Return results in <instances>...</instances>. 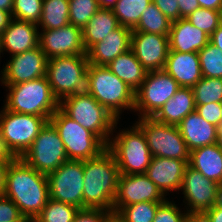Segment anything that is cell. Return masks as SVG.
I'll list each match as a JSON object with an SVG mask.
<instances>
[{"label":"cell","mask_w":222,"mask_h":222,"mask_svg":"<svg viewBox=\"0 0 222 222\" xmlns=\"http://www.w3.org/2000/svg\"><path fill=\"white\" fill-rule=\"evenodd\" d=\"M3 195L13 201L28 222H32L49 200L47 175L17 158L8 167Z\"/></svg>","instance_id":"obj_1"},{"label":"cell","mask_w":222,"mask_h":222,"mask_svg":"<svg viewBox=\"0 0 222 222\" xmlns=\"http://www.w3.org/2000/svg\"><path fill=\"white\" fill-rule=\"evenodd\" d=\"M83 209L113 210L117 194L119 168L106 148L97 157L83 161Z\"/></svg>","instance_id":"obj_2"},{"label":"cell","mask_w":222,"mask_h":222,"mask_svg":"<svg viewBox=\"0 0 222 222\" xmlns=\"http://www.w3.org/2000/svg\"><path fill=\"white\" fill-rule=\"evenodd\" d=\"M86 91L118 120L122 111L134 110L135 91L107 66L88 65Z\"/></svg>","instance_id":"obj_3"},{"label":"cell","mask_w":222,"mask_h":222,"mask_svg":"<svg viewBox=\"0 0 222 222\" xmlns=\"http://www.w3.org/2000/svg\"><path fill=\"white\" fill-rule=\"evenodd\" d=\"M3 85L9 90L4 107L11 112L40 116L49 121L59 108V101L52 93L47 76Z\"/></svg>","instance_id":"obj_4"},{"label":"cell","mask_w":222,"mask_h":222,"mask_svg":"<svg viewBox=\"0 0 222 222\" xmlns=\"http://www.w3.org/2000/svg\"><path fill=\"white\" fill-rule=\"evenodd\" d=\"M59 108L82 127L93 132L106 146L116 132L119 120L87 91L62 99Z\"/></svg>","instance_id":"obj_5"},{"label":"cell","mask_w":222,"mask_h":222,"mask_svg":"<svg viewBox=\"0 0 222 222\" xmlns=\"http://www.w3.org/2000/svg\"><path fill=\"white\" fill-rule=\"evenodd\" d=\"M131 127L121 129L107 144L120 175L145 174L153 157L143 131L136 124Z\"/></svg>","instance_id":"obj_6"},{"label":"cell","mask_w":222,"mask_h":222,"mask_svg":"<svg viewBox=\"0 0 222 222\" xmlns=\"http://www.w3.org/2000/svg\"><path fill=\"white\" fill-rule=\"evenodd\" d=\"M87 54L48 59L47 78L54 97L62 99L87 89Z\"/></svg>","instance_id":"obj_7"},{"label":"cell","mask_w":222,"mask_h":222,"mask_svg":"<svg viewBox=\"0 0 222 222\" xmlns=\"http://www.w3.org/2000/svg\"><path fill=\"white\" fill-rule=\"evenodd\" d=\"M57 129L68 160L85 161L97 157L107 146L91 131L67 116L60 108L49 120Z\"/></svg>","instance_id":"obj_8"},{"label":"cell","mask_w":222,"mask_h":222,"mask_svg":"<svg viewBox=\"0 0 222 222\" xmlns=\"http://www.w3.org/2000/svg\"><path fill=\"white\" fill-rule=\"evenodd\" d=\"M135 124L143 131L153 157L173 158L189 163L190 151L178 126L158 122L153 117H140Z\"/></svg>","instance_id":"obj_9"},{"label":"cell","mask_w":222,"mask_h":222,"mask_svg":"<svg viewBox=\"0 0 222 222\" xmlns=\"http://www.w3.org/2000/svg\"><path fill=\"white\" fill-rule=\"evenodd\" d=\"M20 158L45 175L57 170L68 160L64 143L50 121L44 125L31 146Z\"/></svg>","instance_id":"obj_10"},{"label":"cell","mask_w":222,"mask_h":222,"mask_svg":"<svg viewBox=\"0 0 222 222\" xmlns=\"http://www.w3.org/2000/svg\"><path fill=\"white\" fill-rule=\"evenodd\" d=\"M47 122L44 117L14 113L3 106L0 111V135L12 152L20 158Z\"/></svg>","instance_id":"obj_11"},{"label":"cell","mask_w":222,"mask_h":222,"mask_svg":"<svg viewBox=\"0 0 222 222\" xmlns=\"http://www.w3.org/2000/svg\"><path fill=\"white\" fill-rule=\"evenodd\" d=\"M178 83L165 71H148L135 91L134 112L139 117H153L179 89Z\"/></svg>","instance_id":"obj_12"},{"label":"cell","mask_w":222,"mask_h":222,"mask_svg":"<svg viewBox=\"0 0 222 222\" xmlns=\"http://www.w3.org/2000/svg\"><path fill=\"white\" fill-rule=\"evenodd\" d=\"M47 178L49 198L83 209V161L67 160Z\"/></svg>","instance_id":"obj_13"},{"label":"cell","mask_w":222,"mask_h":222,"mask_svg":"<svg viewBox=\"0 0 222 222\" xmlns=\"http://www.w3.org/2000/svg\"><path fill=\"white\" fill-rule=\"evenodd\" d=\"M166 196L146 174L119 175L112 212L116 215L124 206L140 202H164Z\"/></svg>","instance_id":"obj_14"},{"label":"cell","mask_w":222,"mask_h":222,"mask_svg":"<svg viewBox=\"0 0 222 222\" xmlns=\"http://www.w3.org/2000/svg\"><path fill=\"white\" fill-rule=\"evenodd\" d=\"M10 58L1 70L2 84H18L47 74L48 58L39 46Z\"/></svg>","instance_id":"obj_15"},{"label":"cell","mask_w":222,"mask_h":222,"mask_svg":"<svg viewBox=\"0 0 222 222\" xmlns=\"http://www.w3.org/2000/svg\"><path fill=\"white\" fill-rule=\"evenodd\" d=\"M219 184L204 177L200 172L189 165L186 167L181 191L184 194V203L187 205V213L206 212L216 202Z\"/></svg>","instance_id":"obj_16"},{"label":"cell","mask_w":222,"mask_h":222,"mask_svg":"<svg viewBox=\"0 0 222 222\" xmlns=\"http://www.w3.org/2000/svg\"><path fill=\"white\" fill-rule=\"evenodd\" d=\"M39 47L48 59L87 54L82 40V29L73 24L42 30L39 33Z\"/></svg>","instance_id":"obj_17"},{"label":"cell","mask_w":222,"mask_h":222,"mask_svg":"<svg viewBox=\"0 0 222 222\" xmlns=\"http://www.w3.org/2000/svg\"><path fill=\"white\" fill-rule=\"evenodd\" d=\"M131 50L147 72L164 70L169 52V38L166 35L132 32Z\"/></svg>","instance_id":"obj_18"},{"label":"cell","mask_w":222,"mask_h":222,"mask_svg":"<svg viewBox=\"0 0 222 222\" xmlns=\"http://www.w3.org/2000/svg\"><path fill=\"white\" fill-rule=\"evenodd\" d=\"M187 166L184 160L152 157L145 174L167 196L170 191H180Z\"/></svg>","instance_id":"obj_19"},{"label":"cell","mask_w":222,"mask_h":222,"mask_svg":"<svg viewBox=\"0 0 222 222\" xmlns=\"http://www.w3.org/2000/svg\"><path fill=\"white\" fill-rule=\"evenodd\" d=\"M38 30L36 23L12 18L1 33L2 54L6 51L13 56L38 47L40 33Z\"/></svg>","instance_id":"obj_20"},{"label":"cell","mask_w":222,"mask_h":222,"mask_svg":"<svg viewBox=\"0 0 222 222\" xmlns=\"http://www.w3.org/2000/svg\"><path fill=\"white\" fill-rule=\"evenodd\" d=\"M131 36L132 29L120 25L87 51L89 64L107 66L120 54L131 49Z\"/></svg>","instance_id":"obj_21"},{"label":"cell","mask_w":222,"mask_h":222,"mask_svg":"<svg viewBox=\"0 0 222 222\" xmlns=\"http://www.w3.org/2000/svg\"><path fill=\"white\" fill-rule=\"evenodd\" d=\"M164 70L180 87L192 88L202 79L197 52L180 53L169 50Z\"/></svg>","instance_id":"obj_22"},{"label":"cell","mask_w":222,"mask_h":222,"mask_svg":"<svg viewBox=\"0 0 222 222\" xmlns=\"http://www.w3.org/2000/svg\"><path fill=\"white\" fill-rule=\"evenodd\" d=\"M168 38L169 50L180 53H198L210 40L209 35L192 25L185 18L172 22Z\"/></svg>","instance_id":"obj_23"},{"label":"cell","mask_w":222,"mask_h":222,"mask_svg":"<svg viewBox=\"0 0 222 222\" xmlns=\"http://www.w3.org/2000/svg\"><path fill=\"white\" fill-rule=\"evenodd\" d=\"M178 128L190 152L217 142L218 127L204 120L196 111L188 114Z\"/></svg>","instance_id":"obj_24"},{"label":"cell","mask_w":222,"mask_h":222,"mask_svg":"<svg viewBox=\"0 0 222 222\" xmlns=\"http://www.w3.org/2000/svg\"><path fill=\"white\" fill-rule=\"evenodd\" d=\"M196 104L191 87H179L153 118L161 123L178 126L191 112L195 111Z\"/></svg>","instance_id":"obj_25"},{"label":"cell","mask_w":222,"mask_h":222,"mask_svg":"<svg viewBox=\"0 0 222 222\" xmlns=\"http://www.w3.org/2000/svg\"><path fill=\"white\" fill-rule=\"evenodd\" d=\"M188 165L204 177L222 184V149L216 143L192 150Z\"/></svg>","instance_id":"obj_26"},{"label":"cell","mask_w":222,"mask_h":222,"mask_svg":"<svg viewBox=\"0 0 222 222\" xmlns=\"http://www.w3.org/2000/svg\"><path fill=\"white\" fill-rule=\"evenodd\" d=\"M119 22L112 9L99 8L90 21L82 28V40L86 52L96 43L104 40L118 28Z\"/></svg>","instance_id":"obj_27"},{"label":"cell","mask_w":222,"mask_h":222,"mask_svg":"<svg viewBox=\"0 0 222 222\" xmlns=\"http://www.w3.org/2000/svg\"><path fill=\"white\" fill-rule=\"evenodd\" d=\"M107 67L134 91L141 86L147 74V70L138 61L131 49L120 54Z\"/></svg>","instance_id":"obj_28"},{"label":"cell","mask_w":222,"mask_h":222,"mask_svg":"<svg viewBox=\"0 0 222 222\" xmlns=\"http://www.w3.org/2000/svg\"><path fill=\"white\" fill-rule=\"evenodd\" d=\"M69 0H43L42 14L38 27L53 30L70 24Z\"/></svg>","instance_id":"obj_29"},{"label":"cell","mask_w":222,"mask_h":222,"mask_svg":"<svg viewBox=\"0 0 222 222\" xmlns=\"http://www.w3.org/2000/svg\"><path fill=\"white\" fill-rule=\"evenodd\" d=\"M172 22L151 1L143 11L139 23L132 32H146L169 36Z\"/></svg>","instance_id":"obj_30"},{"label":"cell","mask_w":222,"mask_h":222,"mask_svg":"<svg viewBox=\"0 0 222 222\" xmlns=\"http://www.w3.org/2000/svg\"><path fill=\"white\" fill-rule=\"evenodd\" d=\"M152 0H117L112 8L119 25L134 29Z\"/></svg>","instance_id":"obj_31"},{"label":"cell","mask_w":222,"mask_h":222,"mask_svg":"<svg viewBox=\"0 0 222 222\" xmlns=\"http://www.w3.org/2000/svg\"><path fill=\"white\" fill-rule=\"evenodd\" d=\"M79 208L49 198L42 212L32 222H73Z\"/></svg>","instance_id":"obj_32"},{"label":"cell","mask_w":222,"mask_h":222,"mask_svg":"<svg viewBox=\"0 0 222 222\" xmlns=\"http://www.w3.org/2000/svg\"><path fill=\"white\" fill-rule=\"evenodd\" d=\"M192 90L196 105L222 102V78L202 77Z\"/></svg>","instance_id":"obj_33"},{"label":"cell","mask_w":222,"mask_h":222,"mask_svg":"<svg viewBox=\"0 0 222 222\" xmlns=\"http://www.w3.org/2000/svg\"><path fill=\"white\" fill-rule=\"evenodd\" d=\"M162 202H140L124 206L115 216L121 222H153Z\"/></svg>","instance_id":"obj_34"},{"label":"cell","mask_w":222,"mask_h":222,"mask_svg":"<svg viewBox=\"0 0 222 222\" xmlns=\"http://www.w3.org/2000/svg\"><path fill=\"white\" fill-rule=\"evenodd\" d=\"M202 77L222 78V52L208 43L198 52Z\"/></svg>","instance_id":"obj_35"},{"label":"cell","mask_w":222,"mask_h":222,"mask_svg":"<svg viewBox=\"0 0 222 222\" xmlns=\"http://www.w3.org/2000/svg\"><path fill=\"white\" fill-rule=\"evenodd\" d=\"M69 21L83 28L100 8L98 0H69Z\"/></svg>","instance_id":"obj_36"},{"label":"cell","mask_w":222,"mask_h":222,"mask_svg":"<svg viewBox=\"0 0 222 222\" xmlns=\"http://www.w3.org/2000/svg\"><path fill=\"white\" fill-rule=\"evenodd\" d=\"M185 19L210 36L222 23V11L199 7Z\"/></svg>","instance_id":"obj_37"},{"label":"cell","mask_w":222,"mask_h":222,"mask_svg":"<svg viewBox=\"0 0 222 222\" xmlns=\"http://www.w3.org/2000/svg\"><path fill=\"white\" fill-rule=\"evenodd\" d=\"M42 8L43 0H14L12 18L38 24Z\"/></svg>","instance_id":"obj_38"},{"label":"cell","mask_w":222,"mask_h":222,"mask_svg":"<svg viewBox=\"0 0 222 222\" xmlns=\"http://www.w3.org/2000/svg\"><path fill=\"white\" fill-rule=\"evenodd\" d=\"M186 216V210L181 211L174 201H168L167 198L158 206L153 222H186Z\"/></svg>","instance_id":"obj_39"},{"label":"cell","mask_w":222,"mask_h":222,"mask_svg":"<svg viewBox=\"0 0 222 222\" xmlns=\"http://www.w3.org/2000/svg\"><path fill=\"white\" fill-rule=\"evenodd\" d=\"M0 222H28L19 208L6 196H0Z\"/></svg>","instance_id":"obj_40"},{"label":"cell","mask_w":222,"mask_h":222,"mask_svg":"<svg viewBox=\"0 0 222 222\" xmlns=\"http://www.w3.org/2000/svg\"><path fill=\"white\" fill-rule=\"evenodd\" d=\"M114 213L104 209H79L73 222H107Z\"/></svg>","instance_id":"obj_41"},{"label":"cell","mask_w":222,"mask_h":222,"mask_svg":"<svg viewBox=\"0 0 222 222\" xmlns=\"http://www.w3.org/2000/svg\"><path fill=\"white\" fill-rule=\"evenodd\" d=\"M195 111L207 122L215 125L216 127L221 126V103L215 102L196 105Z\"/></svg>","instance_id":"obj_42"},{"label":"cell","mask_w":222,"mask_h":222,"mask_svg":"<svg viewBox=\"0 0 222 222\" xmlns=\"http://www.w3.org/2000/svg\"><path fill=\"white\" fill-rule=\"evenodd\" d=\"M152 2L171 22L181 19L177 0H152Z\"/></svg>","instance_id":"obj_43"},{"label":"cell","mask_w":222,"mask_h":222,"mask_svg":"<svg viewBox=\"0 0 222 222\" xmlns=\"http://www.w3.org/2000/svg\"><path fill=\"white\" fill-rule=\"evenodd\" d=\"M180 17L186 18L199 8L198 0H177Z\"/></svg>","instance_id":"obj_44"},{"label":"cell","mask_w":222,"mask_h":222,"mask_svg":"<svg viewBox=\"0 0 222 222\" xmlns=\"http://www.w3.org/2000/svg\"><path fill=\"white\" fill-rule=\"evenodd\" d=\"M18 157L12 152L0 135V162H14Z\"/></svg>","instance_id":"obj_45"},{"label":"cell","mask_w":222,"mask_h":222,"mask_svg":"<svg viewBox=\"0 0 222 222\" xmlns=\"http://www.w3.org/2000/svg\"><path fill=\"white\" fill-rule=\"evenodd\" d=\"M198 4L202 8L222 11V0H198Z\"/></svg>","instance_id":"obj_46"},{"label":"cell","mask_w":222,"mask_h":222,"mask_svg":"<svg viewBox=\"0 0 222 222\" xmlns=\"http://www.w3.org/2000/svg\"><path fill=\"white\" fill-rule=\"evenodd\" d=\"M186 222H212L205 212L187 213Z\"/></svg>","instance_id":"obj_47"},{"label":"cell","mask_w":222,"mask_h":222,"mask_svg":"<svg viewBox=\"0 0 222 222\" xmlns=\"http://www.w3.org/2000/svg\"><path fill=\"white\" fill-rule=\"evenodd\" d=\"M210 43L215 45L222 52V23L219 27L210 35Z\"/></svg>","instance_id":"obj_48"},{"label":"cell","mask_w":222,"mask_h":222,"mask_svg":"<svg viewBox=\"0 0 222 222\" xmlns=\"http://www.w3.org/2000/svg\"><path fill=\"white\" fill-rule=\"evenodd\" d=\"M9 162H0V196L4 194L6 184V174L9 167Z\"/></svg>","instance_id":"obj_49"},{"label":"cell","mask_w":222,"mask_h":222,"mask_svg":"<svg viewBox=\"0 0 222 222\" xmlns=\"http://www.w3.org/2000/svg\"><path fill=\"white\" fill-rule=\"evenodd\" d=\"M205 213L209 216L212 222H222L221 208L214 205L211 209H209Z\"/></svg>","instance_id":"obj_50"},{"label":"cell","mask_w":222,"mask_h":222,"mask_svg":"<svg viewBox=\"0 0 222 222\" xmlns=\"http://www.w3.org/2000/svg\"><path fill=\"white\" fill-rule=\"evenodd\" d=\"M12 19V14L7 11L0 10V34L7 28Z\"/></svg>","instance_id":"obj_51"},{"label":"cell","mask_w":222,"mask_h":222,"mask_svg":"<svg viewBox=\"0 0 222 222\" xmlns=\"http://www.w3.org/2000/svg\"><path fill=\"white\" fill-rule=\"evenodd\" d=\"M14 0H0V10L10 12L12 14Z\"/></svg>","instance_id":"obj_52"},{"label":"cell","mask_w":222,"mask_h":222,"mask_svg":"<svg viewBox=\"0 0 222 222\" xmlns=\"http://www.w3.org/2000/svg\"><path fill=\"white\" fill-rule=\"evenodd\" d=\"M100 8L112 9L117 0H98Z\"/></svg>","instance_id":"obj_53"},{"label":"cell","mask_w":222,"mask_h":222,"mask_svg":"<svg viewBox=\"0 0 222 222\" xmlns=\"http://www.w3.org/2000/svg\"><path fill=\"white\" fill-rule=\"evenodd\" d=\"M215 206L222 209V184H219L218 186Z\"/></svg>","instance_id":"obj_54"},{"label":"cell","mask_w":222,"mask_h":222,"mask_svg":"<svg viewBox=\"0 0 222 222\" xmlns=\"http://www.w3.org/2000/svg\"><path fill=\"white\" fill-rule=\"evenodd\" d=\"M216 144L222 149V126L218 127V134H217Z\"/></svg>","instance_id":"obj_55"},{"label":"cell","mask_w":222,"mask_h":222,"mask_svg":"<svg viewBox=\"0 0 222 222\" xmlns=\"http://www.w3.org/2000/svg\"><path fill=\"white\" fill-rule=\"evenodd\" d=\"M107 222H121L115 215H113Z\"/></svg>","instance_id":"obj_56"},{"label":"cell","mask_w":222,"mask_h":222,"mask_svg":"<svg viewBox=\"0 0 222 222\" xmlns=\"http://www.w3.org/2000/svg\"><path fill=\"white\" fill-rule=\"evenodd\" d=\"M2 53V48H1V34H0V55Z\"/></svg>","instance_id":"obj_57"},{"label":"cell","mask_w":222,"mask_h":222,"mask_svg":"<svg viewBox=\"0 0 222 222\" xmlns=\"http://www.w3.org/2000/svg\"><path fill=\"white\" fill-rule=\"evenodd\" d=\"M221 108H222V102H221ZM221 126H222V113H221Z\"/></svg>","instance_id":"obj_58"}]
</instances>
